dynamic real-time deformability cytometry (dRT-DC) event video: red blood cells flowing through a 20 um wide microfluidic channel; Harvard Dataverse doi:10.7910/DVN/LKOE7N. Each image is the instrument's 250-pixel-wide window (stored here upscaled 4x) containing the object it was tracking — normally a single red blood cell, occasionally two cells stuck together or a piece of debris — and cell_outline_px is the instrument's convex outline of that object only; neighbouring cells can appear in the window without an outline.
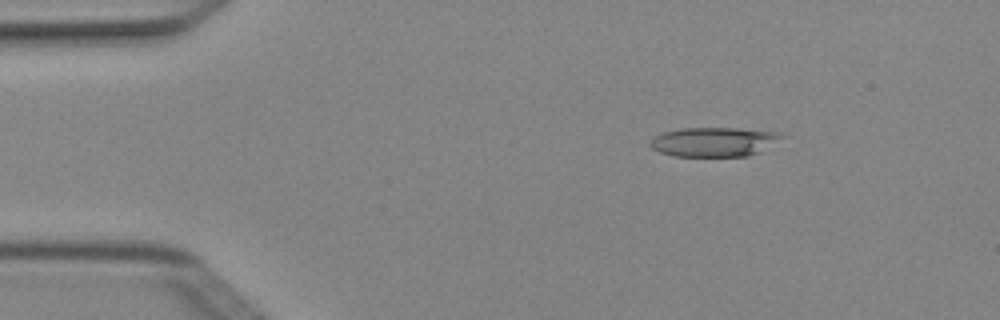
{"species": "Egyptian fruit bat (a non-hibernating species)", "species_latin": "Rousettus aegyptiacus", "temperature_condition": "cold", "stored_images_in_passage": 3, "camera_frame_rate_fps": 3000, "um_per_image_px": 0.085, "animal": {"sex": "female"}, "frame": {"image": 1, "passage_image": 3, "time_ms": 0.667, "image_size_px": [1000, 320], "cell_outline_px": [[784, 136], [756, 152], [748, 156], [676, 156], [660, 152], [652, 148], [648, 144], [656, 136], [664, 132], [680, 128], [736, 128], [780, 132]], "centroid_in_image_um": [60.63, 12.05], "position_along_channel_um": 24.4, "area_um2": 22.02}}